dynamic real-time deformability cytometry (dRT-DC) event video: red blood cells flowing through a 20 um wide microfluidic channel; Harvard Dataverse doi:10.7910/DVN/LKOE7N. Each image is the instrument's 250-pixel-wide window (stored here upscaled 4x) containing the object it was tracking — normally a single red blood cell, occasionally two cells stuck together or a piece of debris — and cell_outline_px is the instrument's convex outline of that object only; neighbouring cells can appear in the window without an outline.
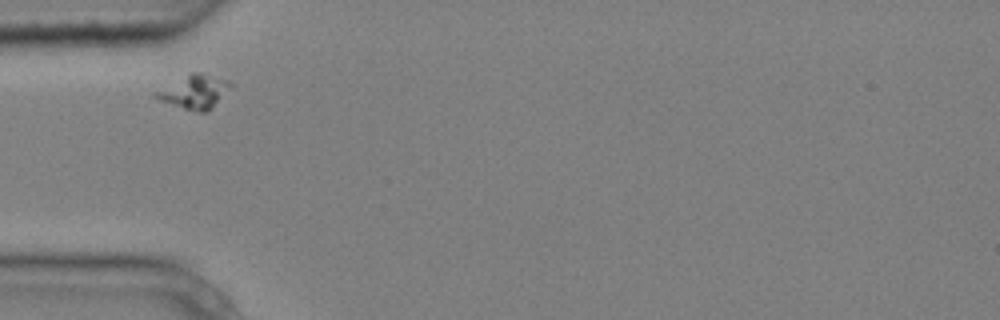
{"species": "common noctule bat (a hibernating species)", "species_latin": "Nyctalus noctula", "temperature_condition": "cold", "stored_images_in_passage": 4, "camera_frame_rate_fps": 3000, "um_per_image_px": 0.085, "animal": {"sex": "male", "body_mass_g": 20.4}, "frame": {"image": 1, "passage_image": 1, "time_ms": 0.0, "image_size_px": [1000, 320], "cell_outline_px": [[232, 84], [212, 108], [204, 112], [196, 112], [160, 100], [152, 96], [152, 92], [192, 72], [200, 72], [228, 80]], "centroid_in_image_um": [16.48, 7.79], "position_along_channel_um": 68.5, "area_um2": 14.33}}
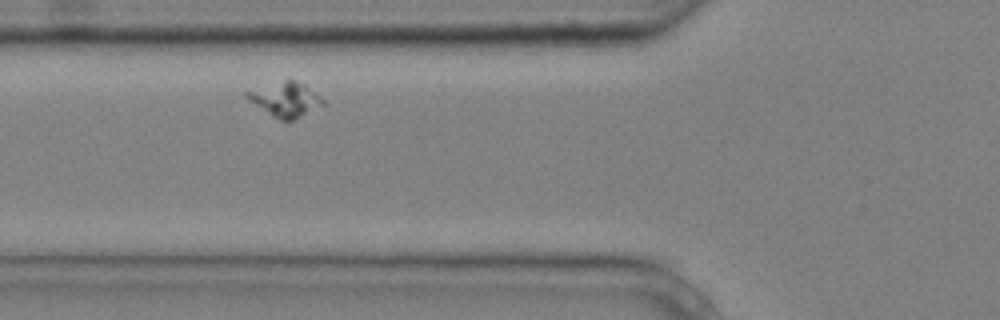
{"frame": {"image": 2, "passage_image": 2, "time_ms": 0.333, "image_size_px": [1000, 320], "cell_outline_px": [[328, 104], [296, 120], [280, 120], [272, 116], [248, 100], [244, 96], [244, 92], [284, 80], [296, 80], [304, 84], [320, 96]], "centroid_in_image_um": [24.31, 8.48], "position_along_channel_um": 101.5, "area_um2": 15.43}}